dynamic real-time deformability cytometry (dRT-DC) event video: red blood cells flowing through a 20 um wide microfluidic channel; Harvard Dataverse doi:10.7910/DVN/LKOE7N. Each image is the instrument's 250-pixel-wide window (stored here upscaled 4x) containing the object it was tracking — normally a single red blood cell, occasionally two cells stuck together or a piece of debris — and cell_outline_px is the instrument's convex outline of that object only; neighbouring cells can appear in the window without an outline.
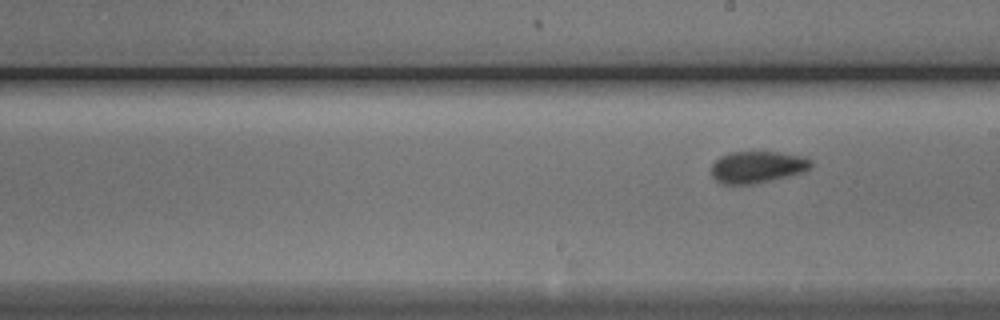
{"species": "Egyptian fruit bat (a non-hibernating species)", "species_latin": "Rousettus aegyptiacus", "temperature_condition": "cold", "stored_images_in_passage": 9, "segment_of_instrument_passage": [2, 2], "camera_frame_rate_fps": 3000, "um_per_image_px": 0.085, "animal": {"sex": "male"}, "frame": {"image": 1, "passage_image": 9, "time_ms": 10.333, "image_size_px": [1000, 320], "cell_outline_px": [[812, 164], [808, 168], [800, 172], [752, 184], [724, 184], [716, 180], [712, 176], [712, 164], [720, 156], [728, 152], [776, 152], [800, 156], [808, 160]], "centroid_in_image_um": [64.27, 14.19], "position_along_channel_um": 224.7, "area_um2": 17.86}}